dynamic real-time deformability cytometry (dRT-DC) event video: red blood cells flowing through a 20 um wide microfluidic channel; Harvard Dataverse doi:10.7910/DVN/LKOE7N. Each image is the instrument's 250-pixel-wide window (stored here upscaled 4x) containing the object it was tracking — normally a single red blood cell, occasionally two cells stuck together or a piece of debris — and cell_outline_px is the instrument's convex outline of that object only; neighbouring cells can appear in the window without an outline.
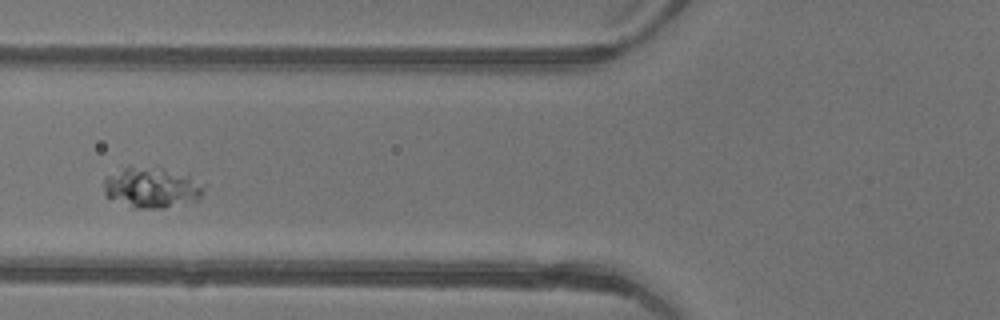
{"species": "common noctule bat (a hibernating species)", "species_latin": "Nyctalus noctula", "temperature_condition": "warm", "stored_images_in_passage": 2, "camera_frame_rate_fps": 3000, "um_per_image_px": 0.085, "animal": {"sex": "female"}, "frame": {"image": 1, "passage_image": 2, "time_ms": 0.333, "image_size_px": [1000, 320], "cell_outline_px": [[204, 188], [200, 196], [196, 200], [164, 208], [132, 208], [104, 196], [104, 180], [108, 176], [128, 164], [164, 168], [188, 172], [204, 184]], "centroid_in_image_um": [12.9, 15.9], "position_along_channel_um": 112.9, "area_um2": 24.45}}